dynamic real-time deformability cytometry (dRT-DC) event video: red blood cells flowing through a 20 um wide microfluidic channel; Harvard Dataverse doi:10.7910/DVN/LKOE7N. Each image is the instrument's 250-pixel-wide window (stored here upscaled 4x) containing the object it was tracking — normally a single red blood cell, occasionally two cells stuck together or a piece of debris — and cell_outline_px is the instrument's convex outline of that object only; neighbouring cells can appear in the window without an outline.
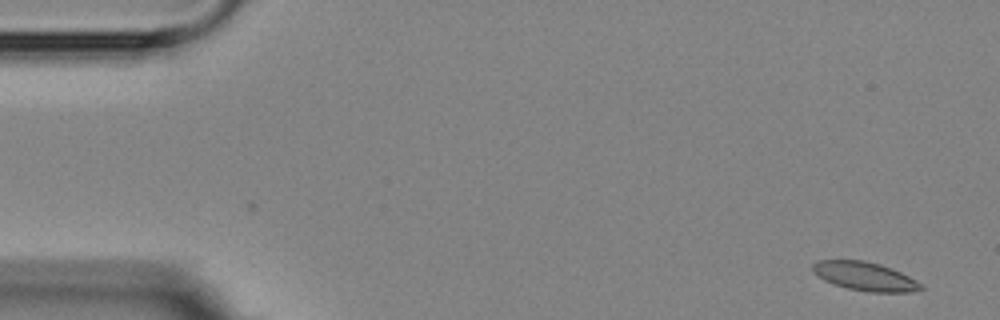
{"species": "Egyptian fruit bat (a non-hibernating species)", "species_latin": "Rousettus aegyptiacus", "temperature_condition": "room temperature", "stored_images_in_passage": 5, "segment_of_instrument_passage": [1, 2], "camera_frame_rate_fps": 3000, "um_per_image_px": 0.085, "animal": {"sex": "female"}, "frame": {"image": 1, "passage_image": 1, "time_ms": 0.0, "image_size_px": [1000, 320], "cell_outline_px": [[924, 288], [912, 292], [868, 292], [848, 288], [824, 280], [812, 272], [812, 264], [820, 260], [864, 260], [880, 264], [892, 268], [924, 284]], "centroid_in_image_um": [73.54, 23.48], "position_along_channel_um": 11.5, "area_um2": 18.09}}